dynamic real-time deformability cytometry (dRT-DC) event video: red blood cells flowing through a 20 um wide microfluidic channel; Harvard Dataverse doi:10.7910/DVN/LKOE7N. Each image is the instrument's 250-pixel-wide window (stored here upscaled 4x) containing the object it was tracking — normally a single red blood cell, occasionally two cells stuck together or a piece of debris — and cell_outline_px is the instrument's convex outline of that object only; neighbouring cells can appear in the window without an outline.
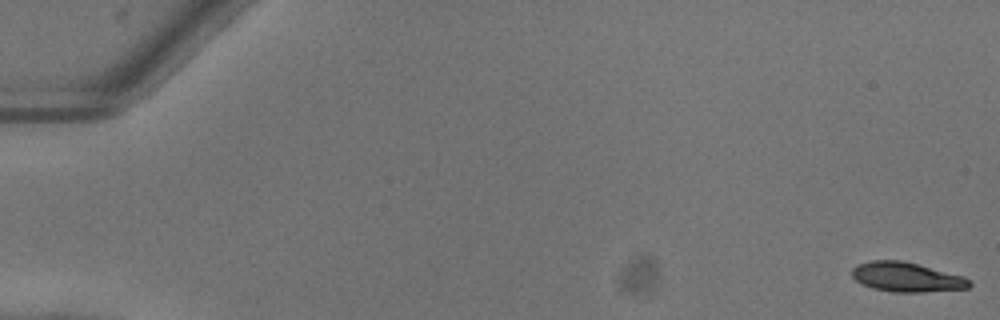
{"species": "common noctule bat (a hibernating species)", "species_latin": "Nyctalus noctula", "temperature_condition": "warm", "stored_images_in_passage": 52, "camera_frame_rate_fps": 3000, "um_per_image_px": 0.085, "animal": {"sex": "female"}, "frame": {"image": 1, "passage_image": 1, "time_ms": 0.0, "image_size_px": [1000, 320], "cell_outline_px": [[972, 284], [968, 288], [924, 292], [892, 292], [872, 288], [856, 280], [852, 276], [852, 268], [856, 264], [872, 260], [900, 260], [964, 276], [972, 280]], "centroid_in_image_um": [77.07, 23.55], "position_along_channel_um": 7.9, "area_um2": 20.17}}
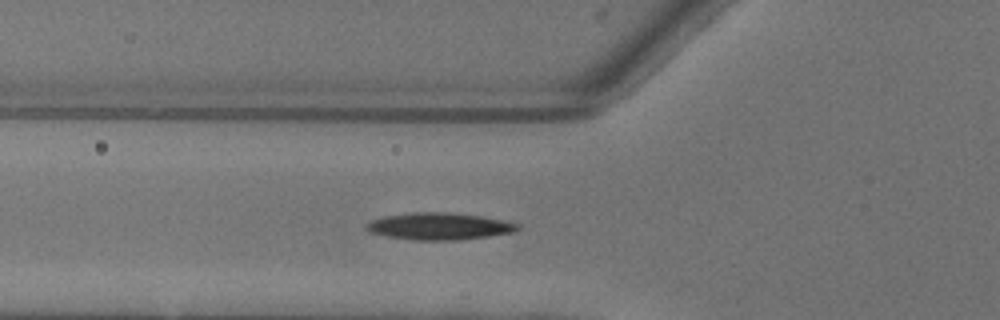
{"frame": {"image": 2, "passage_image": 20, "time_ms": 6.333, "image_size_px": [1000, 320], "cell_outline_px": [[520, 228], [512, 232], [488, 236], [460, 240], [412, 240], [388, 236], [372, 232], [364, 224], [372, 220], [384, 216], [412, 212], [448, 212], [480, 216], [520, 224]], "centroid_in_image_um": [37.33, 19.23], "position_along_channel_um": 88.5, "area_um2": 23.52}}
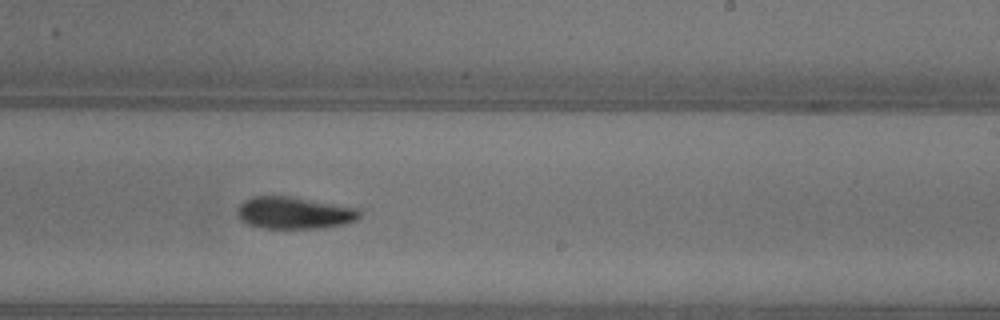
{"frame": {"image": 3, "passage_image": 33, "time_ms": 10.667, "image_size_px": [1000, 320], "cell_outline_px": [[360, 216], [356, 220], [344, 224], [324, 228], [260, 228], [248, 224], [240, 220], [236, 212], [236, 208], [244, 200], [252, 196], [288, 196], [360, 208]], "centroid_in_image_um": [24.98, 18.09], "position_along_channel_um": 264.0, "area_um2": 23.0}, "authors_computed_cell_mechanics": {"area_um2": 21.9062, "velocity_mm_per_s": 4.0367, "shape_relaxation_time_tau1_ms": 3.7454, "shape_relaxation_time_tau2_ms": null, "deformation_change_tau1": 0.1422, "deformation_change_tau2": null}}